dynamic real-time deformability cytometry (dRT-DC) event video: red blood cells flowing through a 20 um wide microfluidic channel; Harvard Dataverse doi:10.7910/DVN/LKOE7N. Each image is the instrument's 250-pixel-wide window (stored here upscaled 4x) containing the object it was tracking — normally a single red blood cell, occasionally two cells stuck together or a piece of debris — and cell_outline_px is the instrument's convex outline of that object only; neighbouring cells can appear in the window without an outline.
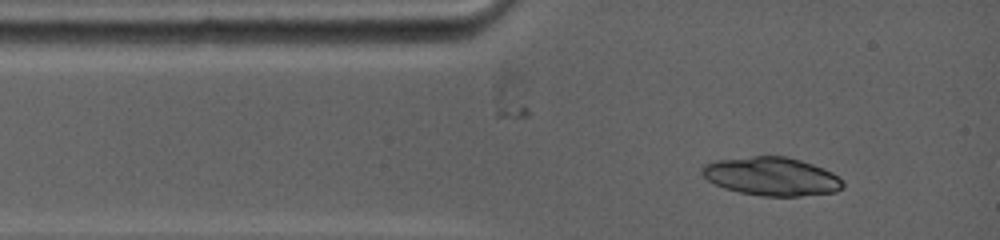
{"species": "common noctule bat (a hibernating species)", "species_latin": "Nyctalus noctula", "temperature_condition": "warm", "stored_images_in_passage": 2, "camera_frame_rate_fps": 5000, "um_per_image_px": 0.085, "animal": {"sex": "female", "body_mass_g": 19.0, "forearm_length_mm": 53.3}, "frame": {"image": 1, "passage_image": 1, "time_ms": 0.0, "image_size_px": [1000, 240], "cell_outline_px": [[844, 184], [840, 188], [832, 192], [796, 196], [764, 196], [740, 192], [724, 188], [708, 180], [700, 172], [704, 164], [716, 160], [752, 156], [784, 156], [800, 160], [812, 164], [832, 172]], "centroid_in_image_um": [65.53, 14.98], "position_along_channel_um": 19.5, "area_um2": 31.1}}